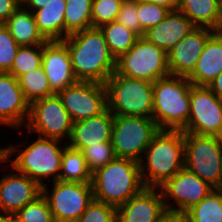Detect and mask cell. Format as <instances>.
I'll return each mask as SVG.
<instances>
[{
	"instance_id": "19",
	"label": "cell",
	"mask_w": 222,
	"mask_h": 222,
	"mask_svg": "<svg viewBox=\"0 0 222 222\" xmlns=\"http://www.w3.org/2000/svg\"><path fill=\"white\" fill-rule=\"evenodd\" d=\"M42 67L55 94L78 82L63 41H47L42 45Z\"/></svg>"
},
{
	"instance_id": "41",
	"label": "cell",
	"mask_w": 222,
	"mask_h": 222,
	"mask_svg": "<svg viewBox=\"0 0 222 222\" xmlns=\"http://www.w3.org/2000/svg\"><path fill=\"white\" fill-rule=\"evenodd\" d=\"M50 0H24L22 5L29 9L31 12L37 11L45 7Z\"/></svg>"
},
{
	"instance_id": "18",
	"label": "cell",
	"mask_w": 222,
	"mask_h": 222,
	"mask_svg": "<svg viewBox=\"0 0 222 222\" xmlns=\"http://www.w3.org/2000/svg\"><path fill=\"white\" fill-rule=\"evenodd\" d=\"M216 31L195 27L184 39L167 53L170 75L187 77L195 68L207 40Z\"/></svg>"
},
{
	"instance_id": "36",
	"label": "cell",
	"mask_w": 222,
	"mask_h": 222,
	"mask_svg": "<svg viewBox=\"0 0 222 222\" xmlns=\"http://www.w3.org/2000/svg\"><path fill=\"white\" fill-rule=\"evenodd\" d=\"M20 45L4 24H0V72L8 73Z\"/></svg>"
},
{
	"instance_id": "28",
	"label": "cell",
	"mask_w": 222,
	"mask_h": 222,
	"mask_svg": "<svg viewBox=\"0 0 222 222\" xmlns=\"http://www.w3.org/2000/svg\"><path fill=\"white\" fill-rule=\"evenodd\" d=\"M93 0H66L65 38L92 27Z\"/></svg>"
},
{
	"instance_id": "10",
	"label": "cell",
	"mask_w": 222,
	"mask_h": 222,
	"mask_svg": "<svg viewBox=\"0 0 222 222\" xmlns=\"http://www.w3.org/2000/svg\"><path fill=\"white\" fill-rule=\"evenodd\" d=\"M72 126L73 121L64 108L61 98L58 94H54L30 104V114L24 128L30 134L33 132L32 134L35 133L40 137L67 143Z\"/></svg>"
},
{
	"instance_id": "23",
	"label": "cell",
	"mask_w": 222,
	"mask_h": 222,
	"mask_svg": "<svg viewBox=\"0 0 222 222\" xmlns=\"http://www.w3.org/2000/svg\"><path fill=\"white\" fill-rule=\"evenodd\" d=\"M177 10L196 27L222 31V0H179Z\"/></svg>"
},
{
	"instance_id": "46",
	"label": "cell",
	"mask_w": 222,
	"mask_h": 222,
	"mask_svg": "<svg viewBox=\"0 0 222 222\" xmlns=\"http://www.w3.org/2000/svg\"><path fill=\"white\" fill-rule=\"evenodd\" d=\"M55 222H77V221H55Z\"/></svg>"
},
{
	"instance_id": "15",
	"label": "cell",
	"mask_w": 222,
	"mask_h": 222,
	"mask_svg": "<svg viewBox=\"0 0 222 222\" xmlns=\"http://www.w3.org/2000/svg\"><path fill=\"white\" fill-rule=\"evenodd\" d=\"M30 114V103L25 99L18 79L0 72V127L21 132ZM21 128V129H20Z\"/></svg>"
},
{
	"instance_id": "22",
	"label": "cell",
	"mask_w": 222,
	"mask_h": 222,
	"mask_svg": "<svg viewBox=\"0 0 222 222\" xmlns=\"http://www.w3.org/2000/svg\"><path fill=\"white\" fill-rule=\"evenodd\" d=\"M222 71V31L206 42L194 70L187 76L195 86H207Z\"/></svg>"
},
{
	"instance_id": "44",
	"label": "cell",
	"mask_w": 222,
	"mask_h": 222,
	"mask_svg": "<svg viewBox=\"0 0 222 222\" xmlns=\"http://www.w3.org/2000/svg\"><path fill=\"white\" fill-rule=\"evenodd\" d=\"M0 222H19L14 214H0Z\"/></svg>"
},
{
	"instance_id": "7",
	"label": "cell",
	"mask_w": 222,
	"mask_h": 222,
	"mask_svg": "<svg viewBox=\"0 0 222 222\" xmlns=\"http://www.w3.org/2000/svg\"><path fill=\"white\" fill-rule=\"evenodd\" d=\"M184 167L214 189L222 183V138L184 132Z\"/></svg>"
},
{
	"instance_id": "37",
	"label": "cell",
	"mask_w": 222,
	"mask_h": 222,
	"mask_svg": "<svg viewBox=\"0 0 222 222\" xmlns=\"http://www.w3.org/2000/svg\"><path fill=\"white\" fill-rule=\"evenodd\" d=\"M77 222H117L116 208L93 199Z\"/></svg>"
},
{
	"instance_id": "42",
	"label": "cell",
	"mask_w": 222,
	"mask_h": 222,
	"mask_svg": "<svg viewBox=\"0 0 222 222\" xmlns=\"http://www.w3.org/2000/svg\"><path fill=\"white\" fill-rule=\"evenodd\" d=\"M148 3H155L165 8H168L170 11H175L178 9L179 0H141Z\"/></svg>"
},
{
	"instance_id": "39",
	"label": "cell",
	"mask_w": 222,
	"mask_h": 222,
	"mask_svg": "<svg viewBox=\"0 0 222 222\" xmlns=\"http://www.w3.org/2000/svg\"><path fill=\"white\" fill-rule=\"evenodd\" d=\"M20 5L19 0H0V24H4Z\"/></svg>"
},
{
	"instance_id": "32",
	"label": "cell",
	"mask_w": 222,
	"mask_h": 222,
	"mask_svg": "<svg viewBox=\"0 0 222 222\" xmlns=\"http://www.w3.org/2000/svg\"><path fill=\"white\" fill-rule=\"evenodd\" d=\"M14 215L19 222H55L47 199L42 194Z\"/></svg>"
},
{
	"instance_id": "24",
	"label": "cell",
	"mask_w": 222,
	"mask_h": 222,
	"mask_svg": "<svg viewBox=\"0 0 222 222\" xmlns=\"http://www.w3.org/2000/svg\"><path fill=\"white\" fill-rule=\"evenodd\" d=\"M65 7L66 0H50L33 12L38 30L47 41L65 39Z\"/></svg>"
},
{
	"instance_id": "6",
	"label": "cell",
	"mask_w": 222,
	"mask_h": 222,
	"mask_svg": "<svg viewBox=\"0 0 222 222\" xmlns=\"http://www.w3.org/2000/svg\"><path fill=\"white\" fill-rule=\"evenodd\" d=\"M105 86L107 108L114 115L152 118L153 82L118 75L114 72Z\"/></svg>"
},
{
	"instance_id": "35",
	"label": "cell",
	"mask_w": 222,
	"mask_h": 222,
	"mask_svg": "<svg viewBox=\"0 0 222 222\" xmlns=\"http://www.w3.org/2000/svg\"><path fill=\"white\" fill-rule=\"evenodd\" d=\"M169 12L164 6L138 0V17L144 33L160 23Z\"/></svg>"
},
{
	"instance_id": "2",
	"label": "cell",
	"mask_w": 222,
	"mask_h": 222,
	"mask_svg": "<svg viewBox=\"0 0 222 222\" xmlns=\"http://www.w3.org/2000/svg\"><path fill=\"white\" fill-rule=\"evenodd\" d=\"M66 44L73 72L78 81L105 84L116 70V59L111 54L100 28H88L67 36Z\"/></svg>"
},
{
	"instance_id": "4",
	"label": "cell",
	"mask_w": 222,
	"mask_h": 222,
	"mask_svg": "<svg viewBox=\"0 0 222 222\" xmlns=\"http://www.w3.org/2000/svg\"><path fill=\"white\" fill-rule=\"evenodd\" d=\"M94 199L118 208L144 188L139 162L115 158L92 173Z\"/></svg>"
},
{
	"instance_id": "14",
	"label": "cell",
	"mask_w": 222,
	"mask_h": 222,
	"mask_svg": "<svg viewBox=\"0 0 222 222\" xmlns=\"http://www.w3.org/2000/svg\"><path fill=\"white\" fill-rule=\"evenodd\" d=\"M73 123L101 114L107 108L103 83L78 81L58 93Z\"/></svg>"
},
{
	"instance_id": "5",
	"label": "cell",
	"mask_w": 222,
	"mask_h": 222,
	"mask_svg": "<svg viewBox=\"0 0 222 222\" xmlns=\"http://www.w3.org/2000/svg\"><path fill=\"white\" fill-rule=\"evenodd\" d=\"M185 76L169 75L153 83L152 118L159 130H184L190 115V89Z\"/></svg>"
},
{
	"instance_id": "30",
	"label": "cell",
	"mask_w": 222,
	"mask_h": 222,
	"mask_svg": "<svg viewBox=\"0 0 222 222\" xmlns=\"http://www.w3.org/2000/svg\"><path fill=\"white\" fill-rule=\"evenodd\" d=\"M17 79L25 99L30 104L35 100L55 94L50 88L49 81L44 73L42 65L39 68L19 76Z\"/></svg>"
},
{
	"instance_id": "33",
	"label": "cell",
	"mask_w": 222,
	"mask_h": 222,
	"mask_svg": "<svg viewBox=\"0 0 222 222\" xmlns=\"http://www.w3.org/2000/svg\"><path fill=\"white\" fill-rule=\"evenodd\" d=\"M81 151L86 160L87 167L92 173L116 158L112 141L90 145Z\"/></svg>"
},
{
	"instance_id": "3",
	"label": "cell",
	"mask_w": 222,
	"mask_h": 222,
	"mask_svg": "<svg viewBox=\"0 0 222 222\" xmlns=\"http://www.w3.org/2000/svg\"><path fill=\"white\" fill-rule=\"evenodd\" d=\"M145 188H159L184 168V132L159 130L139 161Z\"/></svg>"
},
{
	"instance_id": "16",
	"label": "cell",
	"mask_w": 222,
	"mask_h": 222,
	"mask_svg": "<svg viewBox=\"0 0 222 222\" xmlns=\"http://www.w3.org/2000/svg\"><path fill=\"white\" fill-rule=\"evenodd\" d=\"M0 178V214H15L42 194V187L10 166ZM14 171V173H13Z\"/></svg>"
},
{
	"instance_id": "27",
	"label": "cell",
	"mask_w": 222,
	"mask_h": 222,
	"mask_svg": "<svg viewBox=\"0 0 222 222\" xmlns=\"http://www.w3.org/2000/svg\"><path fill=\"white\" fill-rule=\"evenodd\" d=\"M100 30L103 32L108 48L115 59L133 47L139 38L134 31L117 21L102 25Z\"/></svg>"
},
{
	"instance_id": "26",
	"label": "cell",
	"mask_w": 222,
	"mask_h": 222,
	"mask_svg": "<svg viewBox=\"0 0 222 222\" xmlns=\"http://www.w3.org/2000/svg\"><path fill=\"white\" fill-rule=\"evenodd\" d=\"M59 180L91 183L92 172L88 169L81 150L74 149L66 144L62 156Z\"/></svg>"
},
{
	"instance_id": "38",
	"label": "cell",
	"mask_w": 222,
	"mask_h": 222,
	"mask_svg": "<svg viewBox=\"0 0 222 222\" xmlns=\"http://www.w3.org/2000/svg\"><path fill=\"white\" fill-rule=\"evenodd\" d=\"M116 21L134 31L139 37L144 36L138 17V0H124Z\"/></svg>"
},
{
	"instance_id": "29",
	"label": "cell",
	"mask_w": 222,
	"mask_h": 222,
	"mask_svg": "<svg viewBox=\"0 0 222 222\" xmlns=\"http://www.w3.org/2000/svg\"><path fill=\"white\" fill-rule=\"evenodd\" d=\"M184 216L188 222H222V191L213 189Z\"/></svg>"
},
{
	"instance_id": "8",
	"label": "cell",
	"mask_w": 222,
	"mask_h": 222,
	"mask_svg": "<svg viewBox=\"0 0 222 222\" xmlns=\"http://www.w3.org/2000/svg\"><path fill=\"white\" fill-rule=\"evenodd\" d=\"M115 72L154 83L170 75L167 53L145 37H139L133 47L116 59Z\"/></svg>"
},
{
	"instance_id": "34",
	"label": "cell",
	"mask_w": 222,
	"mask_h": 222,
	"mask_svg": "<svg viewBox=\"0 0 222 222\" xmlns=\"http://www.w3.org/2000/svg\"><path fill=\"white\" fill-rule=\"evenodd\" d=\"M124 0H93L92 1V27L100 28L102 25L116 21L117 15Z\"/></svg>"
},
{
	"instance_id": "21",
	"label": "cell",
	"mask_w": 222,
	"mask_h": 222,
	"mask_svg": "<svg viewBox=\"0 0 222 222\" xmlns=\"http://www.w3.org/2000/svg\"><path fill=\"white\" fill-rule=\"evenodd\" d=\"M195 27L183 13L175 10L170 11L160 23L146 31L143 37L168 53Z\"/></svg>"
},
{
	"instance_id": "20",
	"label": "cell",
	"mask_w": 222,
	"mask_h": 222,
	"mask_svg": "<svg viewBox=\"0 0 222 222\" xmlns=\"http://www.w3.org/2000/svg\"><path fill=\"white\" fill-rule=\"evenodd\" d=\"M114 114L106 108L101 114L73 123L67 145L82 150L90 145L112 141Z\"/></svg>"
},
{
	"instance_id": "43",
	"label": "cell",
	"mask_w": 222,
	"mask_h": 222,
	"mask_svg": "<svg viewBox=\"0 0 222 222\" xmlns=\"http://www.w3.org/2000/svg\"><path fill=\"white\" fill-rule=\"evenodd\" d=\"M161 222H188L184 215L168 214Z\"/></svg>"
},
{
	"instance_id": "12",
	"label": "cell",
	"mask_w": 222,
	"mask_h": 222,
	"mask_svg": "<svg viewBox=\"0 0 222 222\" xmlns=\"http://www.w3.org/2000/svg\"><path fill=\"white\" fill-rule=\"evenodd\" d=\"M159 189L168 214L184 215L214 188L184 167Z\"/></svg>"
},
{
	"instance_id": "25",
	"label": "cell",
	"mask_w": 222,
	"mask_h": 222,
	"mask_svg": "<svg viewBox=\"0 0 222 222\" xmlns=\"http://www.w3.org/2000/svg\"><path fill=\"white\" fill-rule=\"evenodd\" d=\"M4 25L20 46L43 45L47 42L38 30L33 12L23 5L14 11Z\"/></svg>"
},
{
	"instance_id": "9",
	"label": "cell",
	"mask_w": 222,
	"mask_h": 222,
	"mask_svg": "<svg viewBox=\"0 0 222 222\" xmlns=\"http://www.w3.org/2000/svg\"><path fill=\"white\" fill-rule=\"evenodd\" d=\"M158 131L153 118L114 115L112 146L116 158H129L139 162Z\"/></svg>"
},
{
	"instance_id": "1",
	"label": "cell",
	"mask_w": 222,
	"mask_h": 222,
	"mask_svg": "<svg viewBox=\"0 0 222 222\" xmlns=\"http://www.w3.org/2000/svg\"><path fill=\"white\" fill-rule=\"evenodd\" d=\"M36 137L29 144L26 142V146L22 145L25 142L3 146L0 148V155L6 165L8 163V166L27 175L42 187L48 179L52 182L59 180L63 151L67 143L63 145L60 140Z\"/></svg>"
},
{
	"instance_id": "45",
	"label": "cell",
	"mask_w": 222,
	"mask_h": 222,
	"mask_svg": "<svg viewBox=\"0 0 222 222\" xmlns=\"http://www.w3.org/2000/svg\"><path fill=\"white\" fill-rule=\"evenodd\" d=\"M5 163V160L1 157V155H0V164L2 165V164H4Z\"/></svg>"
},
{
	"instance_id": "31",
	"label": "cell",
	"mask_w": 222,
	"mask_h": 222,
	"mask_svg": "<svg viewBox=\"0 0 222 222\" xmlns=\"http://www.w3.org/2000/svg\"><path fill=\"white\" fill-rule=\"evenodd\" d=\"M42 65V45L20 46L8 73L15 78Z\"/></svg>"
},
{
	"instance_id": "13",
	"label": "cell",
	"mask_w": 222,
	"mask_h": 222,
	"mask_svg": "<svg viewBox=\"0 0 222 222\" xmlns=\"http://www.w3.org/2000/svg\"><path fill=\"white\" fill-rule=\"evenodd\" d=\"M183 132L222 138V98L207 86H191L190 115Z\"/></svg>"
},
{
	"instance_id": "17",
	"label": "cell",
	"mask_w": 222,
	"mask_h": 222,
	"mask_svg": "<svg viewBox=\"0 0 222 222\" xmlns=\"http://www.w3.org/2000/svg\"><path fill=\"white\" fill-rule=\"evenodd\" d=\"M167 215L159 188H144L116 208L117 222H161Z\"/></svg>"
},
{
	"instance_id": "11",
	"label": "cell",
	"mask_w": 222,
	"mask_h": 222,
	"mask_svg": "<svg viewBox=\"0 0 222 222\" xmlns=\"http://www.w3.org/2000/svg\"><path fill=\"white\" fill-rule=\"evenodd\" d=\"M42 186L55 221H77L94 199L91 183L51 182ZM51 189V190H50Z\"/></svg>"
},
{
	"instance_id": "40",
	"label": "cell",
	"mask_w": 222,
	"mask_h": 222,
	"mask_svg": "<svg viewBox=\"0 0 222 222\" xmlns=\"http://www.w3.org/2000/svg\"><path fill=\"white\" fill-rule=\"evenodd\" d=\"M218 97L222 98V71L207 85Z\"/></svg>"
}]
</instances>
